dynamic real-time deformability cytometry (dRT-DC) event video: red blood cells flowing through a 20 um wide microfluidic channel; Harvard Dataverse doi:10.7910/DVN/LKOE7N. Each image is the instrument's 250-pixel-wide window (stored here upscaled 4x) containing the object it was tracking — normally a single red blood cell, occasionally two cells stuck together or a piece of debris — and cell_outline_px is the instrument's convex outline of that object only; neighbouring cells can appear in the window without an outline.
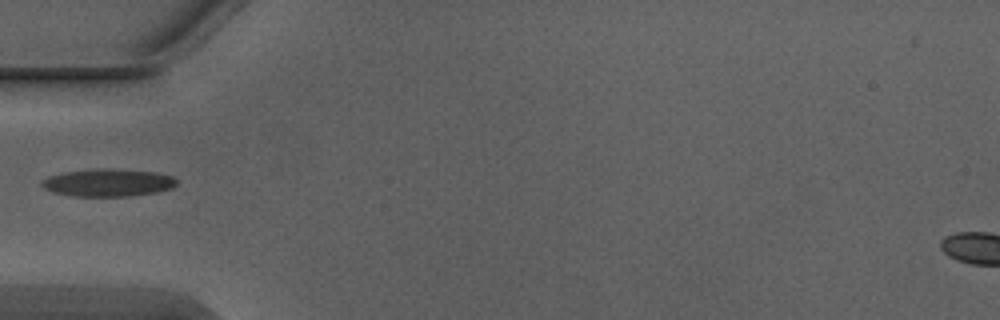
{"species": "Egyptian fruit bat (a non-hibernating species)", "species_latin": "Rousettus aegyptiacus", "temperature_condition": "warm", "stored_images_in_passage": 2, "camera_frame_rate_fps": 3000, "um_per_image_px": 0.085, "animal": {"sex": "male"}, "frame": {"image": 1, "passage_image": 1, "time_ms": 0.0, "image_size_px": [1000, 320], "cell_outline_px": [[176, 184], [172, 188], [156, 192], [132, 196], [72, 196], [52, 192], [44, 188], [40, 184], [40, 180], [48, 176], [64, 172], [96, 168], [112, 168], [156, 172], [172, 176], [176, 180]], "centroid_in_image_um": [9.15, 15.52], "position_along_channel_um": 75.9, "area_um2": 21.91}}
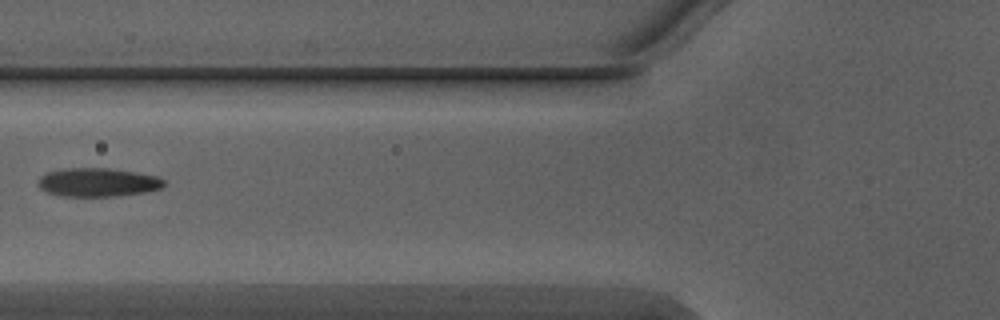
{"frame": {"image": 2, "passage_image": 2, "time_ms": 0.333, "image_size_px": [1000, 320], "cell_outline_px": [[164, 184], [160, 188], [148, 192], [116, 196], [60, 196], [48, 192], [40, 188], [36, 184], [40, 176], [48, 172], [60, 168], [112, 168], [136, 172], [156, 176], [164, 180]], "centroid_in_image_um": [8.28, 15.49], "position_along_channel_um": 117.5, "area_um2": 21.15}}